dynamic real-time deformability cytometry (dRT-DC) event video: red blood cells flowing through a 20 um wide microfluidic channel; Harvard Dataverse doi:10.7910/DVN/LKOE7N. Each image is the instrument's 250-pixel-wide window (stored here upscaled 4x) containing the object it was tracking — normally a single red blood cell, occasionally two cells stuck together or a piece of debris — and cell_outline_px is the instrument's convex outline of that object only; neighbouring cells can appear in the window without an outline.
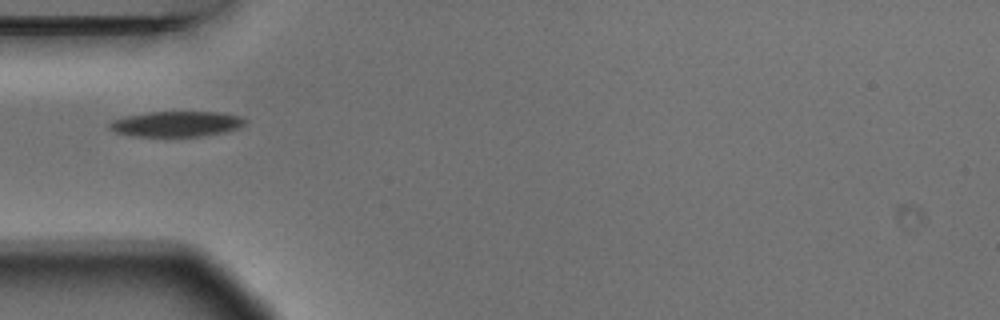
{"species": "Egyptian fruit bat (a non-hibernating species)", "species_latin": "Rousettus aegyptiacus", "temperature_condition": "warm", "stored_images_in_passage": 5, "camera_frame_rate_fps": 3000, "um_per_image_px": 0.085, "animal": {"sex": "male"}, "frame": {"image": 1, "passage_image": 5, "time_ms": 1.333, "image_size_px": [1000, 320], "cell_outline_px": [[248, 120], [244, 124], [236, 128], [224, 132], [200, 136], [132, 136], [116, 132], [108, 128], [108, 124], [112, 120], [128, 116], [148, 112], [220, 112], [244, 116]], "centroid_in_image_um": [15.02, 10.53], "position_along_channel_um": 70.0, "area_um2": 20.06}}